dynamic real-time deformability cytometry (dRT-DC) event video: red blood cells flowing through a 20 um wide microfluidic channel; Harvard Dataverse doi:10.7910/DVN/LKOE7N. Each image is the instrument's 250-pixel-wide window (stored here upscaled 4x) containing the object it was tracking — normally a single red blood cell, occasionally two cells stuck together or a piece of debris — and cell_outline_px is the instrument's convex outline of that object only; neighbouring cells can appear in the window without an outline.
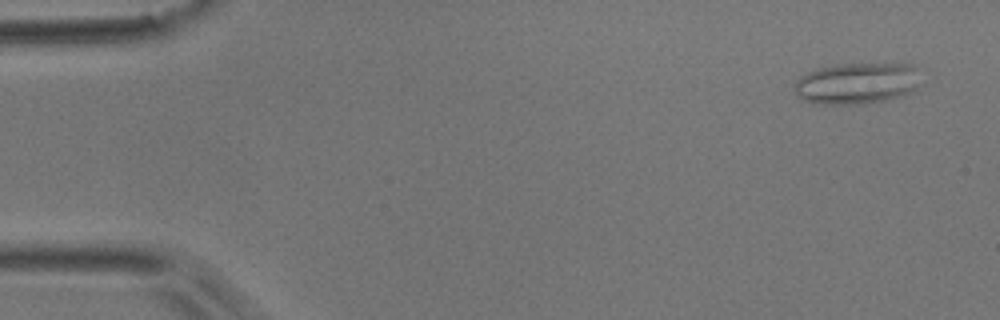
{"species": "common noctule bat (a hibernating species)", "species_latin": "Nyctalus noctula", "temperature_condition": "room temperature", "stored_images_in_passage": 49, "camera_frame_rate_fps": 3000, "um_per_image_px": 0.085, "animal": {"sex": "male", "body_mass_g": 17.9}, "frame": {"image": 1, "passage_image": 3, "time_ms": 0.667, "image_size_px": [1000, 320], "cell_outline_px": [[916, 88], [900, 96], [884, 100], [856, 104], [816, 104], [800, 100], [796, 96], [792, 88], [796, 80], [800, 76], [816, 68], [836, 64], [912, 64], [916, 68]], "centroid_in_image_um": [72.69, 7.09], "position_along_channel_um": 12.3, "area_um2": 30.35}}
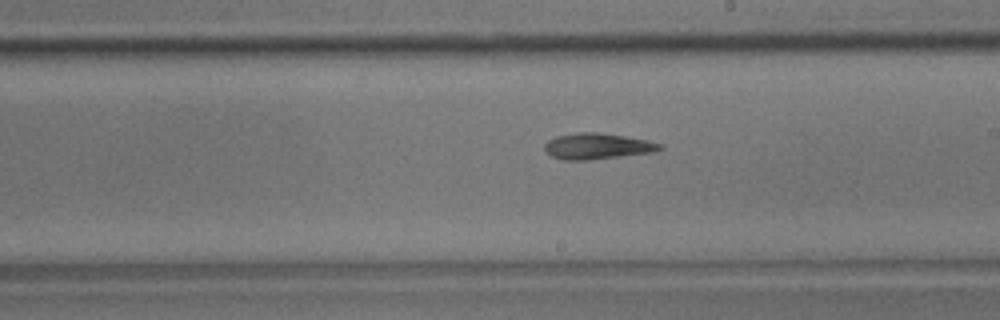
{"frame": {"image": 2, "passage_image": 29, "time_ms": 9.333, "image_size_px": [1000, 320], "cell_outline_px": [[664, 148], [656, 152], [588, 160], [564, 160], [552, 156], [544, 148], [544, 144], [548, 140], [556, 136], [576, 132], [596, 132], [624, 136], [648, 140], [660, 144]], "centroid_in_image_um": [50.78, 12.42], "position_along_channel_um": 238.2, "area_um2": 17.46}}
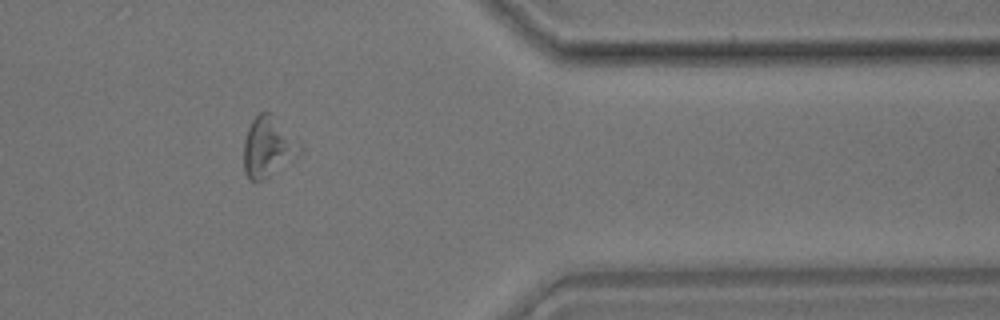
{"frame": {"image": 3, "passage_image": 42, "time_ms": 13.667, "image_size_px": [1000, 320], "cell_outline_px": [[300, 152], [296, 156], [260, 180], [248, 180], [244, 172], [244, 140], [248, 128], [252, 120], [260, 112], [272, 112], [300, 144]], "centroid_in_image_um": [22.74, 12.44], "position_along_channel_um": 388.7, "area_um2": 19.07}, "authors_computed_cell_mechanics": {"area_um2": 18.6116, "velocity_mm_per_s": 3.9017, "shape_relaxation_time_tau1_ms": null, "shape_relaxation_time_tau2_ms": 7.2992, "deformation_change_tau1": null, "deformation_change_tau2": 0.1727}}